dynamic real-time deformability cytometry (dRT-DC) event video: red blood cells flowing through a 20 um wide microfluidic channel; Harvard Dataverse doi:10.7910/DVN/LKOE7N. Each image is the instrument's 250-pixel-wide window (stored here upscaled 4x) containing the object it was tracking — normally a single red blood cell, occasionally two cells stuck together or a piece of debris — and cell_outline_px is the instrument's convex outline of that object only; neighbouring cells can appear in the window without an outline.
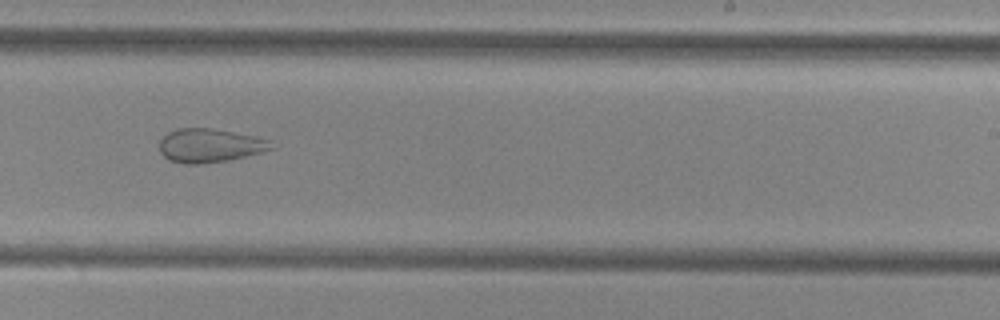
{"species": "common noctule bat (a hibernating species)", "species_latin": "Nyctalus noctula", "temperature_condition": "cold", "stored_images_in_passage": 36, "camera_frame_rate_fps": 3000, "um_per_image_px": 0.085, "animal": {"sex": "female", "body_mass_g": 29.2, "forearm_length_mm": 56.3}, "frame": {"image": 1, "passage_image": 21, "time_ms": 6.667, "image_size_px": [1000, 320], "cell_outline_px": [[276, 148], [228, 160], [200, 164], [184, 164], [168, 160], [160, 152], [160, 140], [168, 132], [176, 128], [212, 128], [256, 136], [272, 140]], "centroid_in_image_um": [17.85, 12.36], "position_along_channel_um": 271.2, "area_um2": 22.14}}